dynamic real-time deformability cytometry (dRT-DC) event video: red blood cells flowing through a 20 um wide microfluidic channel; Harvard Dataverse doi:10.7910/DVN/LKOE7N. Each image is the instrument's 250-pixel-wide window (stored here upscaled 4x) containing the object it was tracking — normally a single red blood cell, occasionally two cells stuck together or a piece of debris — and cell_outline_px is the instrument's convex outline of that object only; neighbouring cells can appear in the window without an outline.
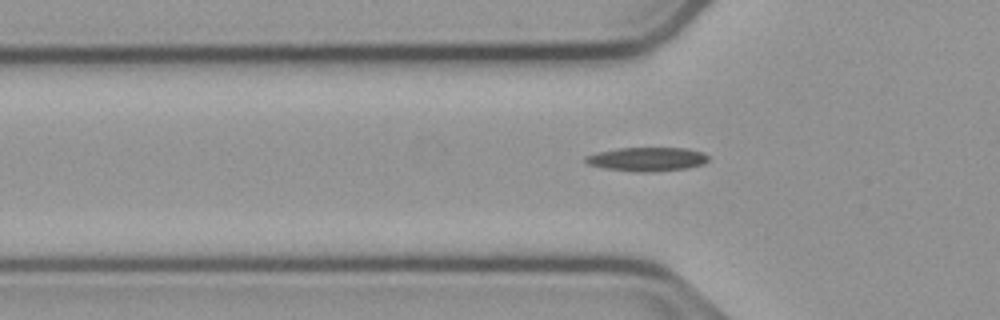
{"species": "common noctule bat (a hibernating species)", "species_latin": "Nyctalus noctula", "temperature_condition": "cold", "stored_images_in_passage": 34, "camera_frame_rate_fps": 3000, "um_per_image_px": 0.085, "animal": {"sex": "male", "body_mass_g": 23.1, "forearm_length_mm": 52.7}, "frame": {"image": 1, "passage_image": 4, "time_ms": 1.0, "image_size_px": [1000, 320], "cell_outline_px": [[708, 160], [704, 164], [688, 168], [652, 172], [636, 172], [604, 168], [588, 164], [584, 160], [584, 156], [600, 152], [620, 148], [688, 148], [704, 152], [708, 156]], "centroid_in_image_um": [55.04, 13.53], "position_along_channel_um": 70.8, "area_um2": 17.17}}
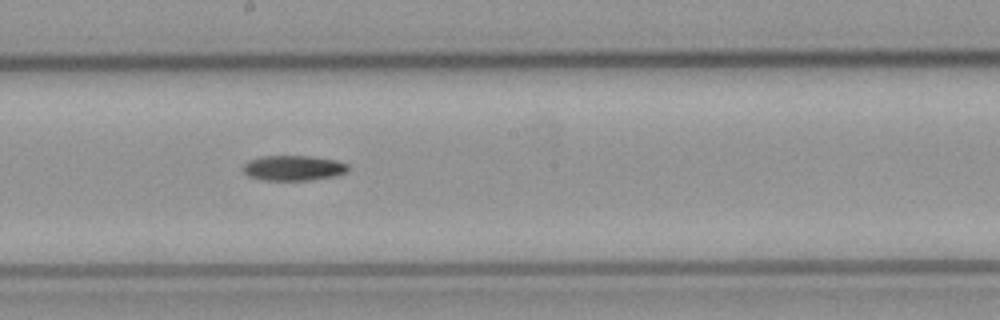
{"frame": {"image": 2, "passage_image": 16, "time_ms": 5.0, "image_size_px": [1000, 320], "cell_outline_px": [[348, 172], [336, 176], [312, 180], [260, 180], [248, 176], [240, 168], [248, 160], [260, 156], [312, 156], [336, 160], [348, 164]], "centroid_in_image_um": [24.92, 14.28], "position_along_channel_um": 223.3, "area_um2": 15.72}}
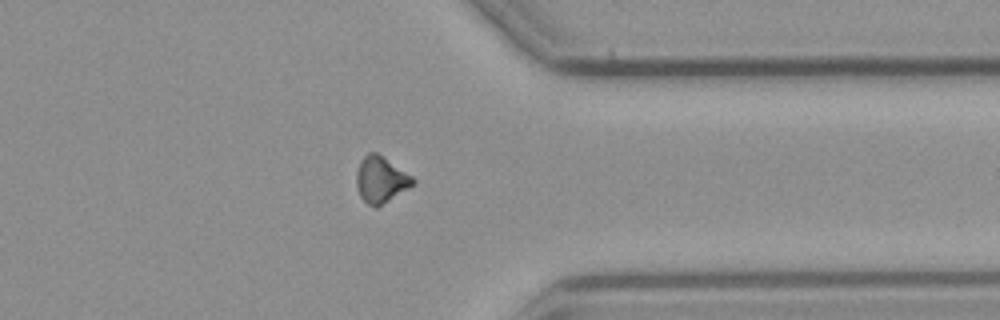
{"frame": {"image": 3, "passage_image": 29, "time_ms": 9.333, "image_size_px": [1000, 320], "cell_outline_px": [[416, 184], [376, 208], [368, 204], [360, 196], [356, 184], [356, 172], [360, 160], [368, 152], [376, 152], [412, 176], [416, 180]], "centroid_in_image_um": [32.37, 15.27], "position_along_channel_um": 379.0, "area_um2": 15.2}}